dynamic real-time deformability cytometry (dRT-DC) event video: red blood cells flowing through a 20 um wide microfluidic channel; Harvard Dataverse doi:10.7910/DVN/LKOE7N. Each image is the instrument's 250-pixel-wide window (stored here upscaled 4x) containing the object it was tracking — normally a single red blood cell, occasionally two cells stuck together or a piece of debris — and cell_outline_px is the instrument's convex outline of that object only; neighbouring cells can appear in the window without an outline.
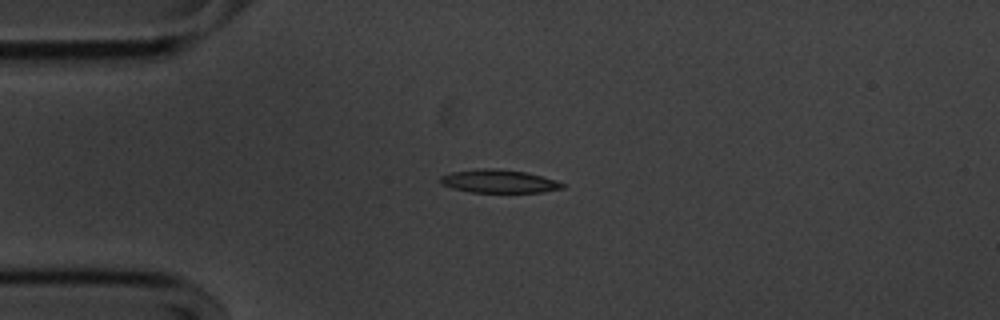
{"species": "common noctule bat (a hibernating species)", "species_latin": "Nyctalus noctula", "temperature_condition": "cold", "stored_images_in_passage": 43, "camera_frame_rate_fps": 3000, "um_per_image_px": 0.085, "animal": {"sex": "male", "body_mass_g": 20.1, "forearm_length_mm": 53.5}, "frame": {"image": 1, "passage_image": 1, "time_ms": 0.0, "image_size_px": [1000, 320], "cell_outline_px": [[568, 184], [564, 188], [540, 192], [472, 192], [452, 188], [440, 184], [440, 176], [452, 172], [484, 168], [496, 168], [524, 172], [556, 180]], "centroid_in_image_um": [42.41, 15.41], "position_along_channel_um": 42.6, "area_um2": 16.42}}
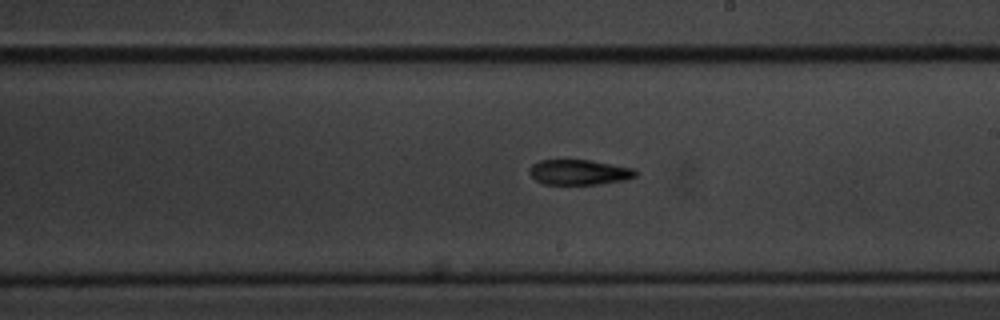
{"frame": {"image": 2, "passage_image": 19, "time_ms": 6.0, "image_size_px": [1000, 320], "cell_outline_px": [[636, 176], [624, 180], [596, 184], [544, 184], [536, 180], [528, 172], [528, 168], [532, 164], [540, 160], [588, 160], [636, 168]], "centroid_in_image_um": [49.21, 14.63], "position_along_channel_um": 239.8, "area_um2": 15.55}}
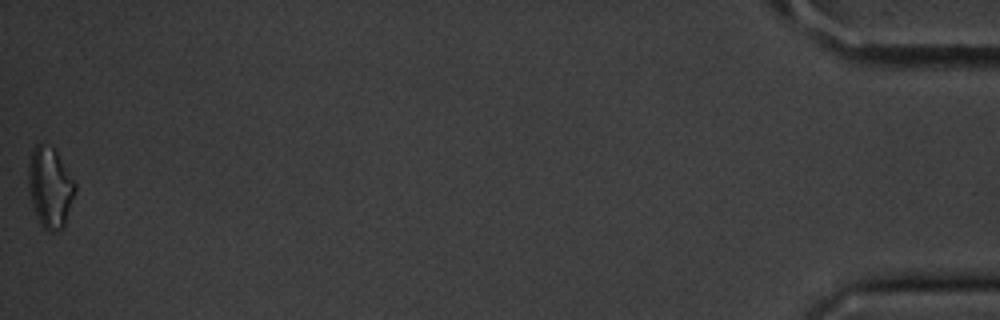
{"frame": {"image": 3, "passage_image": 43, "time_ms": 14.0, "image_size_px": [1000, 320], "cell_outline_px": [[76, 188], [64, 228], [60, 232], [48, 232], [40, 224], [32, 204], [28, 192], [28, 164], [32, 148], [36, 144], [40, 144], [52, 148], [56, 152], [76, 180]], "centroid_in_image_um": [4.26, 15.96], "position_along_channel_um": 430.9, "area_um2": 22.2}, "authors_computed_cell_mechanics": {"area_um2": 15.9528, "velocity_mm_per_s": 3.6099, "shape_relaxation_time_tau1_ms": 4.4986, "shape_relaxation_time_tau2_ms": null, "deformation_change_tau1": 0.1613, "deformation_change_tau2": null}}